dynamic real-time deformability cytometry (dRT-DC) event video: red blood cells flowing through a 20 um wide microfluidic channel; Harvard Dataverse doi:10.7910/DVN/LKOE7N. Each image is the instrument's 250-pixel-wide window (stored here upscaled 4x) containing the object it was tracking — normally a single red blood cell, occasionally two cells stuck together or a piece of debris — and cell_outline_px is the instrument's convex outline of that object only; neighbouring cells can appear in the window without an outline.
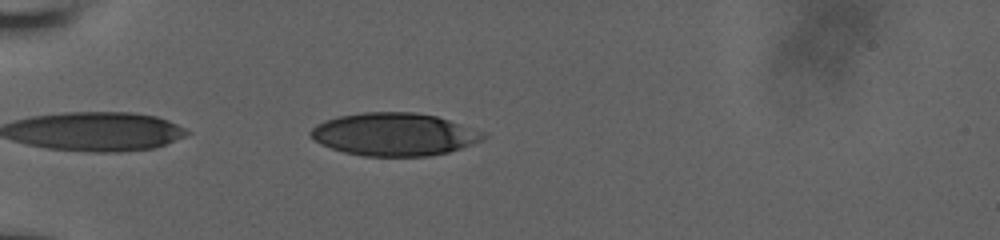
{"species": "human", "species_latin": "Homo sapiens", "temperature_condition": "room temperature", "stored_images_in_passage": 38, "camera_frame_rate_fps": 3000, "um_per_image_px": 0.085, "donor": {"sex": "male"}, "frame": {"image": 1, "passage_image": 3, "time_ms": 0.667, "image_size_px": [1000, 240], "cell_outline_px": [[488, 136], [472, 144], [448, 152], [428, 156], [364, 156], [344, 152], [320, 144], [308, 132], [316, 124], [324, 120], [340, 116], [364, 112], [412, 112], [436, 116], [488, 132]], "centroid_in_image_um": [33.53, 11.41], "position_along_channel_um": 51.5, "area_um2": 43.06}}
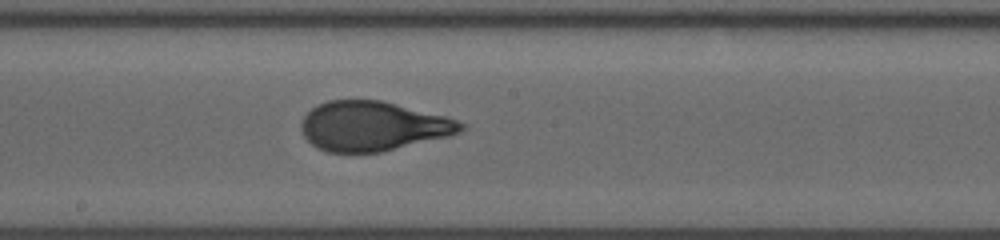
{"frame": {"image": 2, "passage_image": 18, "time_ms": 5.667, "image_size_px": [1000, 240], "cell_outline_px": [[464, 128], [448, 136], [380, 152], [328, 152], [316, 148], [304, 136], [300, 128], [300, 124], [304, 116], [316, 104], [328, 100], [380, 100], [448, 116], [464, 124]], "centroid_in_image_um": [31.65, 10.71], "position_along_channel_um": 216.6, "area_um2": 45.89}}
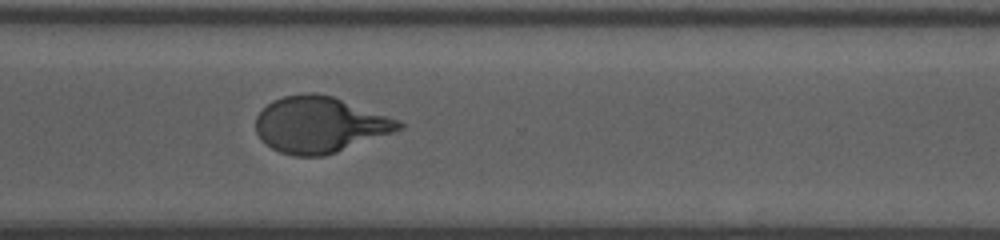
{"frame": {"image": 3, "passage_image": 28, "time_ms": 9.0, "image_size_px": [1000, 240], "cell_outline_px": [[404, 128], [336, 152], [324, 156], [292, 156], [280, 152], [272, 148], [256, 132], [256, 116], [272, 100], [284, 96], [308, 92], [316, 92], [332, 96], [400, 120], [404, 124]], "centroid_in_image_um": [27.18, 10.59], "position_along_channel_um": 343.4, "area_um2": 46.36}, "authors_computed_cell_mechanics": {"area_um2": 46.1533, "velocity_mm_per_s": 3.8164, "shape_relaxation_time_tau1_ms": 5.5194, "shape_relaxation_time_tau2_ms": null, "deformation_change_tau1": 0.2351, "deformation_change_tau2": null}}